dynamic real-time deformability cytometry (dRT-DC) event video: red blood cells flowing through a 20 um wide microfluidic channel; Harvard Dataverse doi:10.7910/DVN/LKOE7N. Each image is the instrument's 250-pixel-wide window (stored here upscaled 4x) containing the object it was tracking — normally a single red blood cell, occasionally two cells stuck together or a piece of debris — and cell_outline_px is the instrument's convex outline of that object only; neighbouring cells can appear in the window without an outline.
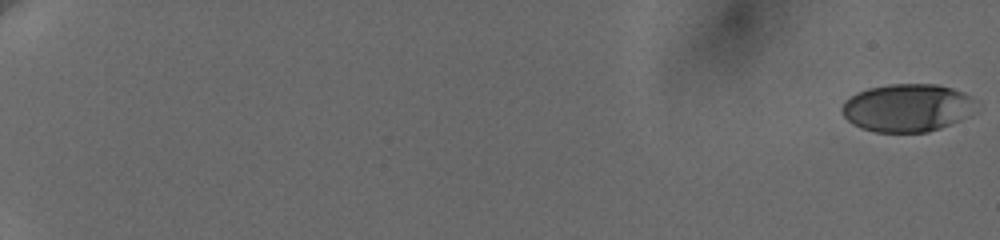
{"species": "human", "species_latin": "Homo sapiens", "temperature_condition": "cold", "stored_images_in_passage": 61, "camera_frame_rate_fps": 3000, "um_per_image_px": 0.085, "donor": {"sex": "female"}, "frame": {"image": 1, "passage_image": 1, "time_ms": 0.0, "image_size_px": [1000, 240], "cell_outline_px": [[976, 100], [956, 120], [940, 128], [928, 132], [876, 132], [864, 128], [848, 120], [840, 112], [840, 108], [844, 100], [868, 88], [888, 84], [940, 84], [964, 92], [972, 96]], "centroid_in_image_um": [77.02, 9.14], "position_along_channel_um": 8.0, "area_um2": 36.59}}
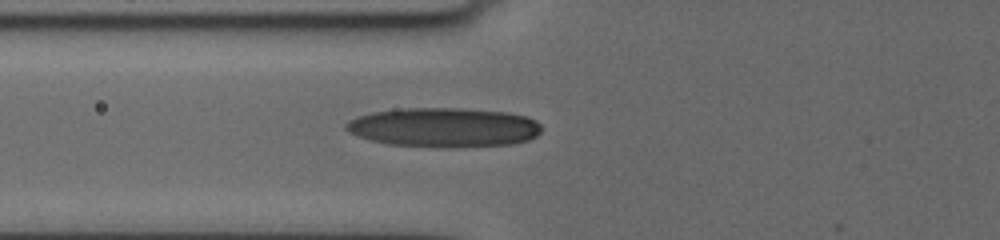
{"frame": {"image": 2, "passage_image": 28, "time_ms": 8.667, "image_size_px": [1000, 240], "cell_outline_px": [[540, 132], [536, 136], [528, 140], [512, 144], [448, 148], [440, 148], [388, 144], [356, 136], [348, 132], [344, 128], [344, 124], [348, 120], [356, 116], [372, 112], [404, 108], [464, 108], [508, 112], [524, 116], [536, 120], [540, 124]], "centroid_in_image_um": [37.7, 10.83], "position_along_channel_um": 88.1, "area_um2": 45.37}}
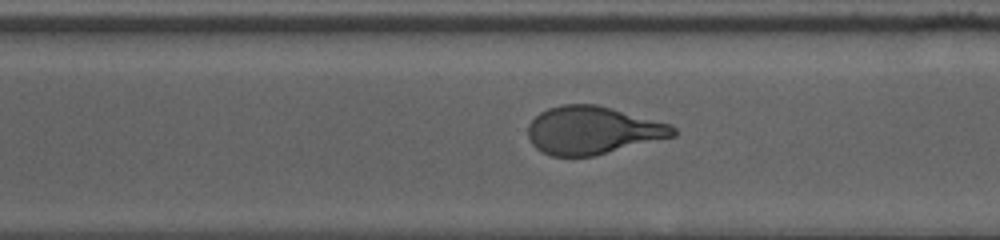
{"frame": {"image": 3, "passage_image": 60, "time_ms": 15.0, "image_size_px": [1000, 240], "cell_outline_px": [[676, 136], [592, 156], [552, 156], [536, 148], [532, 144], [528, 136], [528, 124], [540, 112], [548, 108], [560, 104], [596, 104], [612, 108], [672, 124], [676, 128]], "centroid_in_image_um": [50.38, 11.06], "position_along_channel_um": 320.2, "area_um2": 40.52}}